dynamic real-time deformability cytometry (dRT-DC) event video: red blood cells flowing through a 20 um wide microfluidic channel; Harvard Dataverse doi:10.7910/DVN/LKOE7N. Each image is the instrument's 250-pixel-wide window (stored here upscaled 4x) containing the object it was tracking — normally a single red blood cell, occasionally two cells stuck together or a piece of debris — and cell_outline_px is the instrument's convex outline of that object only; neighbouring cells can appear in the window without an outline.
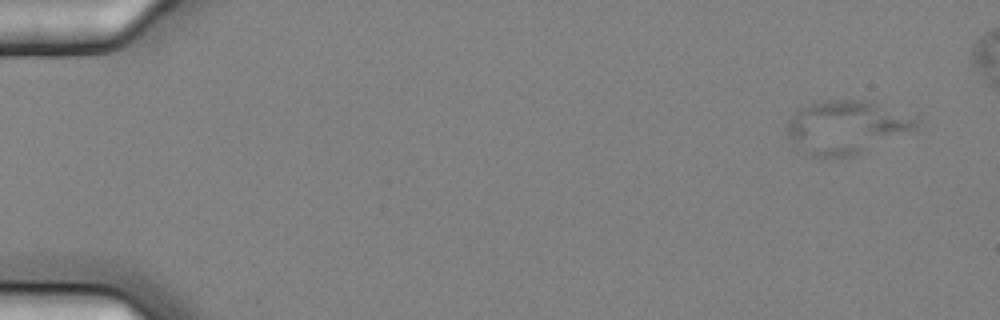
{"species": "common noctule bat (a hibernating species)", "species_latin": "Nyctalus noctula", "temperature_condition": "cold", "stored_images_in_passage": 7, "camera_frame_rate_fps": 3000, "um_per_image_px": 0.085, "animal": {"sex": "female", "body_mass_g": 25.1}, "frame": {"image": 1, "passage_image": 5, "time_ms": 1.333, "image_size_px": [1000, 320], "cell_outline_px": [[920, 128], [852, 156], [812, 156], [804, 152], [784, 136], [784, 128], [788, 120], [800, 108], [808, 104], [828, 100], [868, 100], [920, 116]], "centroid_in_image_um": [71.98, 10.78], "position_along_channel_um": 13.0, "area_um2": 40.75}}